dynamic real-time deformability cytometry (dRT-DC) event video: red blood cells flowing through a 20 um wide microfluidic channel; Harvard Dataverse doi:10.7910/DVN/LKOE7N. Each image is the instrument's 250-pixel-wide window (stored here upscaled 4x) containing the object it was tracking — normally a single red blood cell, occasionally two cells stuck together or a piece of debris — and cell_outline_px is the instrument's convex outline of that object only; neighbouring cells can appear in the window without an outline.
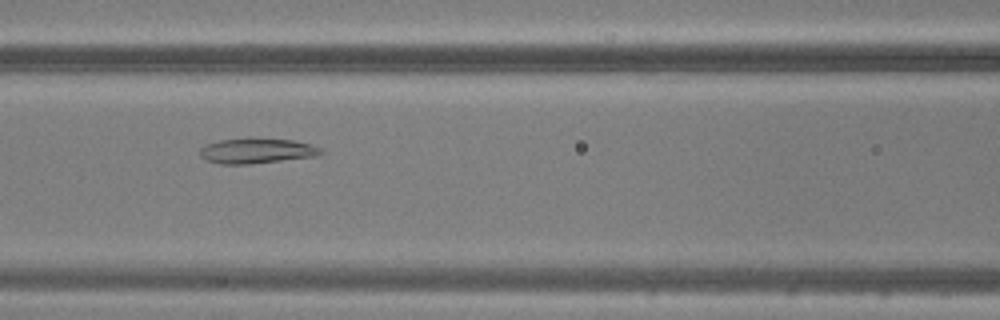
{"species": "common noctule bat (a hibernating species)", "species_latin": "Nyctalus noctula", "temperature_condition": "warm", "stored_images_in_passage": 33, "camera_frame_rate_fps": 3000, "um_per_image_px": 0.085, "animal": {"sex": "male", "body_mass_g": 20.5, "forearm_length_mm": 52.5}, "frame": {"image": 1, "passage_image": 14, "time_ms": 4.333, "image_size_px": [1000, 320], "cell_outline_px": [[324, 152], [316, 156], [248, 164], [220, 164], [204, 160], [200, 156], [200, 148], [204, 144], [220, 140], [248, 136], [252, 136], [292, 140], [308, 144], [320, 148]], "centroid_in_image_um": [21.74, 12.79], "position_along_channel_um": 144.9, "area_um2": 18.21}}
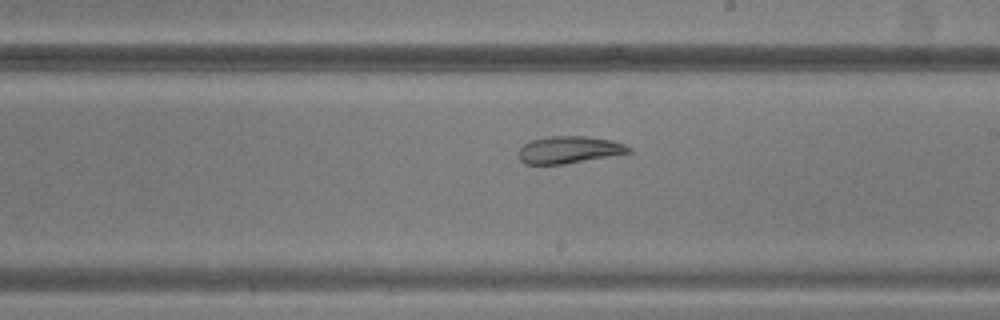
{"frame": {"image": 2, "passage_image": 21, "time_ms": 6.667, "image_size_px": [1000, 320], "cell_outline_px": [[632, 152], [564, 164], [524, 164], [520, 160], [520, 148], [524, 144], [532, 140], [548, 136], [584, 136], [612, 140], [624, 144], [632, 148]], "centroid_in_image_um": [48.38, 12.73], "position_along_channel_um": 240.6, "area_um2": 17.28}}
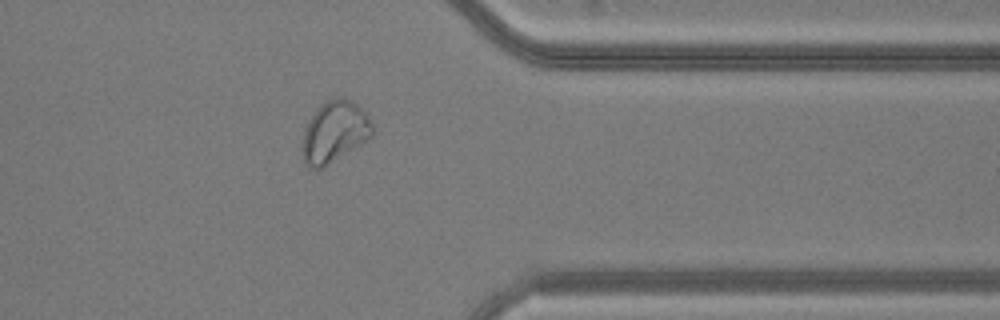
{"frame": {"image": 3, "passage_image": 32, "time_ms": 10.333, "image_size_px": [1000, 320], "cell_outline_px": [[372, 136], [368, 140], [324, 168], [308, 168], [304, 164], [304, 128], [308, 120], [316, 108], [320, 104], [332, 96], [336, 96], [352, 100], [368, 116], [372, 124]], "centroid_in_image_um": [28.44, 11.19], "position_along_channel_um": 383.0, "area_um2": 25.2}}